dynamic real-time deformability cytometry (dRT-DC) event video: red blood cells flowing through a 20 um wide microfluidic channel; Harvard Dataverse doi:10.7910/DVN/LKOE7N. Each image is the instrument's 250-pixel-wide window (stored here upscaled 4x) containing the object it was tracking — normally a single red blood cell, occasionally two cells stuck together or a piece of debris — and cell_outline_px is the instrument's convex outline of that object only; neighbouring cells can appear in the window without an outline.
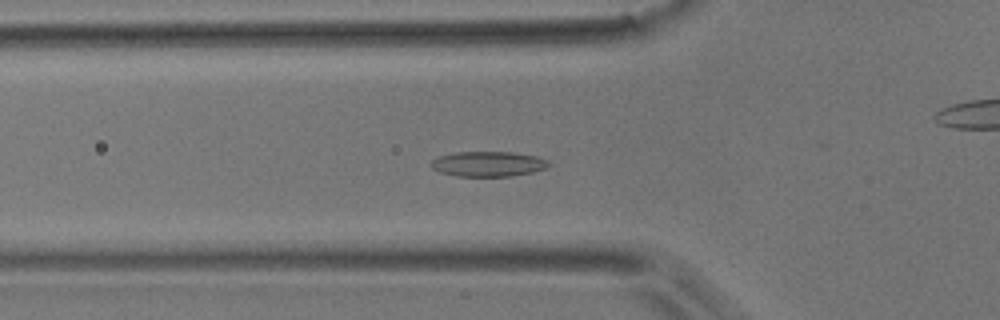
{"species": "common noctule bat (a hibernating species)", "species_latin": "Nyctalus noctula", "temperature_condition": "room temperature", "stored_images_in_passage": 45, "camera_frame_rate_fps": 3000, "um_per_image_px": 0.085, "animal": {"sex": "male", "body_mass_g": 17.9}, "frame": {"image": 1, "passage_image": 10, "time_ms": 3.0, "image_size_px": [1000, 320], "cell_outline_px": [[552, 164], [544, 168], [532, 172], [512, 176], [456, 176], [440, 172], [432, 168], [428, 164], [432, 160], [440, 156], [456, 152], [512, 152], [536, 156], [548, 160]], "centroid_in_image_um": [41.48, 13.93], "position_along_channel_um": 84.3, "area_um2": 17.22}}
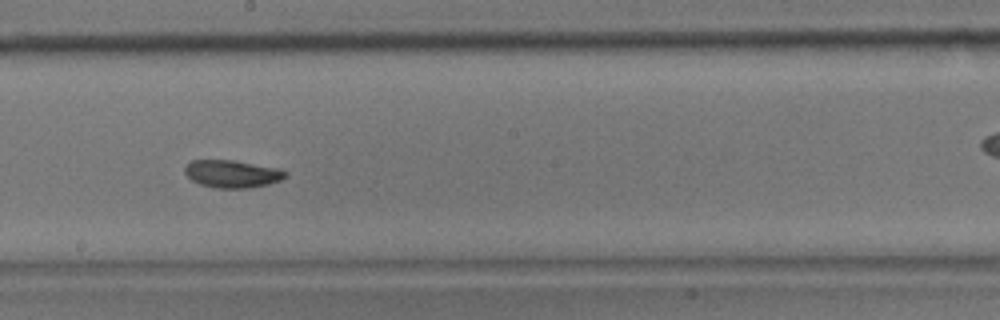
{"frame": {"image": 2, "passage_image": 21, "time_ms": 6.667, "image_size_px": [1000, 320], "cell_outline_px": [[288, 176], [280, 180], [268, 184], [248, 188], [216, 188], [200, 184], [192, 180], [184, 172], [184, 168], [192, 160], [232, 160], [280, 168], [288, 172]], "centroid_in_image_um": [19.77, 14.77], "position_along_channel_um": 228.4, "area_um2": 16.18}}
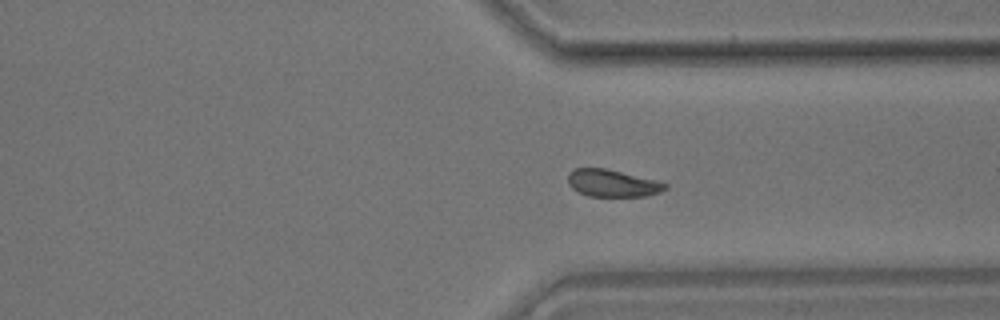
{"frame": {"image": 3, "passage_image": 31, "time_ms": 10.0, "image_size_px": [1000, 320], "cell_outline_px": [[668, 188], [660, 192], [648, 196], [588, 196], [572, 188], [568, 184], [568, 172], [576, 168], [604, 168], [656, 180], [668, 184]], "centroid_in_image_um": [52.06, 15.57], "position_along_channel_um": 359.3, "area_um2": 15.37}, "authors_computed_cell_mechanics": {"area_um2": 16.2418, "velocity_mm_per_s": 3.9294, "shape_relaxation_time_tau1_ms": 3.3599, "shape_relaxation_time_tau2_ms": 1.9923, "deformation_change_tau1": 0.0867, "deformation_change_tau2": 0.0699}}